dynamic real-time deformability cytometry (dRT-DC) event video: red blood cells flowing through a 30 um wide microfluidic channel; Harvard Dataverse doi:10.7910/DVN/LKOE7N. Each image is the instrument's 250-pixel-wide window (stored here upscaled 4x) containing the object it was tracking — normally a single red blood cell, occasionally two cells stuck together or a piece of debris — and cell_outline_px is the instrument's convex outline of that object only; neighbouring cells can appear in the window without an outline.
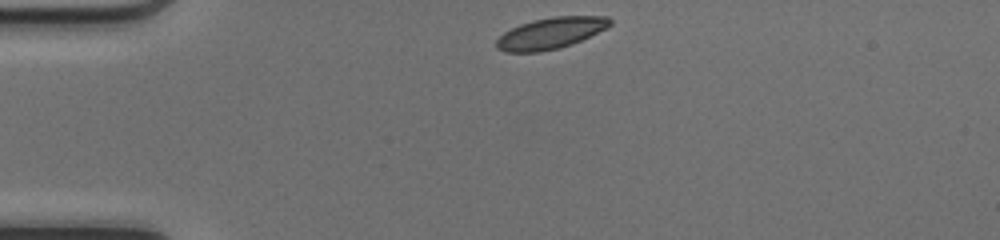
{"species": "common noctule bat (a hibernating species)", "species_latin": "Nyctalus noctula", "temperature_condition": "cold", "stored_images_in_passage": 39, "camera_frame_rate_fps": 3000, "um_per_image_px": 0.085, "animal": {"sex": "female", "body_mass_g": 17.0, "forearm_length_mm": 48.0}, "frame": {"image": 1, "passage_image": 1, "time_ms": 0.0, "image_size_px": [1000, 240], "cell_outline_px": [[612, 24], [608, 28], [572, 44], [560, 48], [540, 52], [504, 52], [496, 48], [496, 40], [504, 32], [520, 24], [532, 20], [552, 16], [608, 16], [612, 20]], "centroid_in_image_um": [46.82, 2.82], "position_along_channel_um": 38.2, "area_um2": 20.92}}
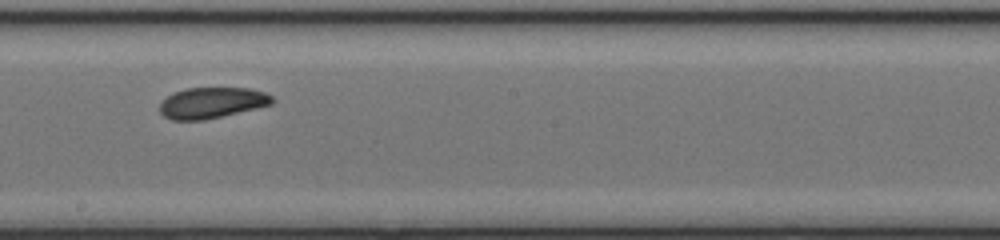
{"frame": {"image": 2, "passage_image": 18, "time_ms": 5.667, "image_size_px": [1000, 240], "cell_outline_px": [[276, 100], [272, 104], [256, 108], [204, 120], [172, 120], [164, 116], [160, 112], [160, 100], [172, 92], [188, 88], [252, 88], [264, 92], [272, 96]], "centroid_in_image_um": [17.99, 8.73], "position_along_channel_um": 230.2, "area_um2": 20.4}}
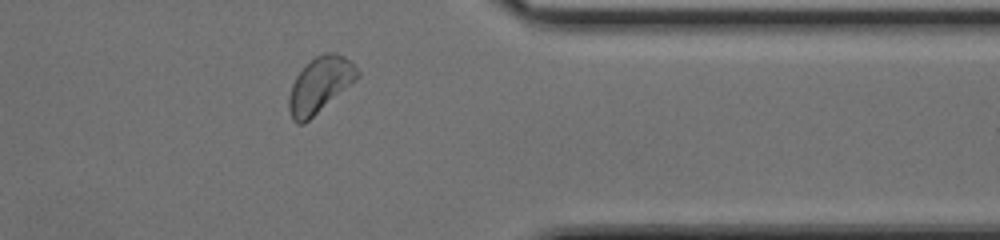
{"frame": {"image": 3, "passage_image": 30, "time_ms": 9.667, "image_size_px": [1000, 240], "cell_outline_px": [[360, 76], [356, 80], [304, 124], [296, 124], [292, 120], [288, 108], [288, 96], [292, 84], [296, 76], [316, 56], [324, 52], [336, 52], [344, 56], [360, 72]], "centroid_in_image_um": [27.17, 7.23], "position_along_channel_um": 384.2, "area_um2": 21.96}, "authors_computed_cell_mechanics": {"area_um2": 20.9236, "velocity_mm_per_s": 4.1195, "shape_relaxation_time_tau1_ms": 5.7424, "shape_relaxation_time_tau2_ms": 3.0989, "deformation_change_tau1": 0.1198, "deformation_change_tau2": 0.0438}}